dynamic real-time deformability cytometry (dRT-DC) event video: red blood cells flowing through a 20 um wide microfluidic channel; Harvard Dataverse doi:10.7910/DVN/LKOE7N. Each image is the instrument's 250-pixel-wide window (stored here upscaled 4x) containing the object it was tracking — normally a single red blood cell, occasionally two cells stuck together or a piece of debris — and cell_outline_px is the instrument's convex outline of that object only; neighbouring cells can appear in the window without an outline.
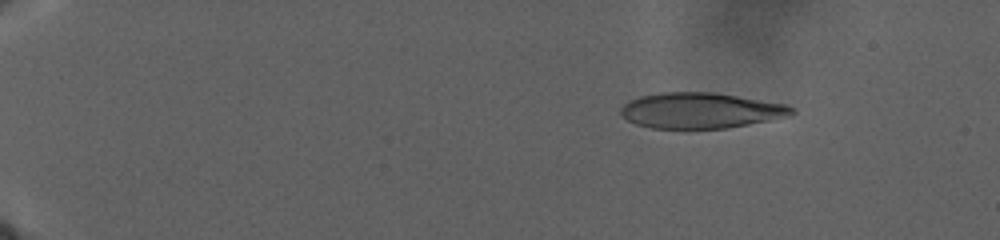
{"species": "human", "species_latin": "Homo sapiens", "temperature_condition": "warm", "stored_images_in_passage": 53, "camera_frame_rate_fps": 3000, "um_per_image_px": 0.085, "donor": {"sex": "male"}, "frame": {"image": 1, "passage_image": 21, "time_ms": 6.333, "image_size_px": [1000, 240], "cell_outline_px": [[796, 112], [792, 116], [728, 128], [652, 128], [636, 124], [628, 120], [620, 112], [620, 108], [628, 100], [640, 96], [664, 92], [712, 92], [788, 104], [796, 108]], "centroid_in_image_um": [59.61, 9.39], "position_along_channel_um": 25.4, "area_um2": 35.66}}
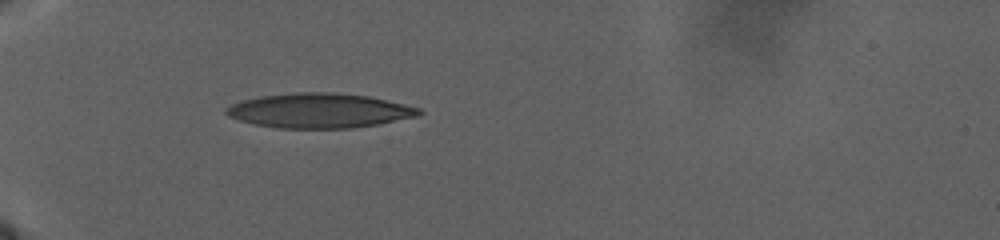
{"frame": {"image": 2, "passage_image": 52, "time_ms": 14.333, "image_size_px": [1000, 240], "cell_outline_px": [[424, 112], [416, 116], [376, 124], [352, 128], [276, 128], [256, 124], [240, 120], [228, 116], [224, 112], [224, 108], [232, 104], [244, 100], [260, 96], [292, 92], [332, 92], [368, 96], [420, 108]], "centroid_in_image_um": [27.1, 9.4], "position_along_channel_um": 57.9, "area_um2": 38.67}}